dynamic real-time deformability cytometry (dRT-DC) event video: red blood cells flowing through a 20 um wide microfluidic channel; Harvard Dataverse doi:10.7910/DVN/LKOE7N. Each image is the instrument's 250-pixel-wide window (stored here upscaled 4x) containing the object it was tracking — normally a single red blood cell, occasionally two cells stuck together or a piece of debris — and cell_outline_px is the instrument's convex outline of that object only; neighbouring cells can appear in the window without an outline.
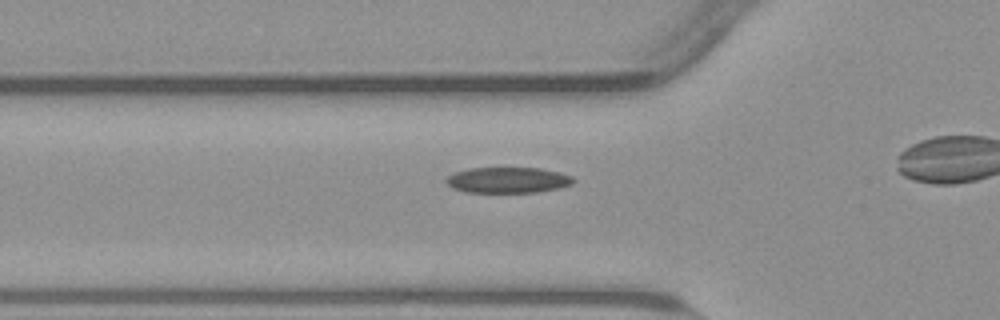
{"species": "common noctule bat (a hibernating species)", "species_latin": "Nyctalus noctula", "temperature_condition": "warm", "stored_images_in_passage": 33, "camera_frame_rate_fps": 3000, "um_per_image_px": 0.085, "animal": {"sex": "male", "body_mass_g": 23.1, "forearm_length_mm": 52.7}, "frame": {"image": 1, "passage_image": 8, "time_ms": 2.333, "image_size_px": [1000, 320], "cell_outline_px": [[576, 180], [572, 184], [560, 188], [536, 192], [468, 192], [452, 188], [444, 180], [448, 176], [456, 172], [468, 168], [540, 168], [560, 172], [572, 176]], "centroid_in_image_um": [43.2, 15.3], "position_along_channel_um": 82.6, "area_um2": 19.13}}
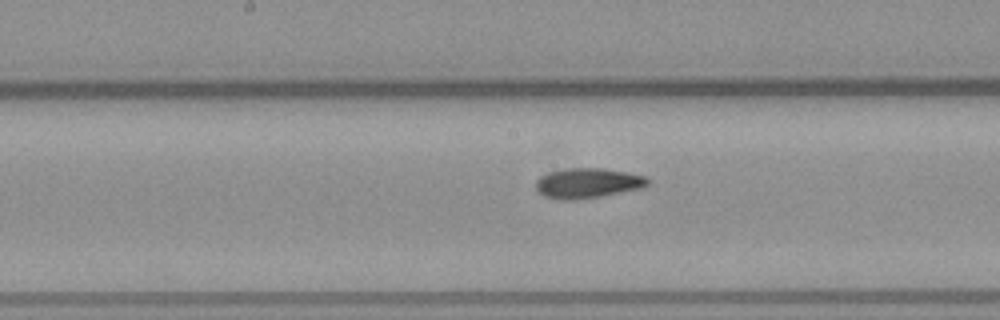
{"frame": {"image": 2, "passage_image": 17, "time_ms": 5.333, "image_size_px": [1000, 320], "cell_outline_px": [[648, 184], [644, 188], [600, 196], [576, 200], [556, 200], [544, 196], [536, 188], [536, 180], [540, 176], [548, 172], [568, 168], [600, 168], [628, 172], [644, 176], [648, 180]], "centroid_in_image_um": [49.93, 15.57], "position_along_channel_um": 198.3, "area_um2": 19.65}}
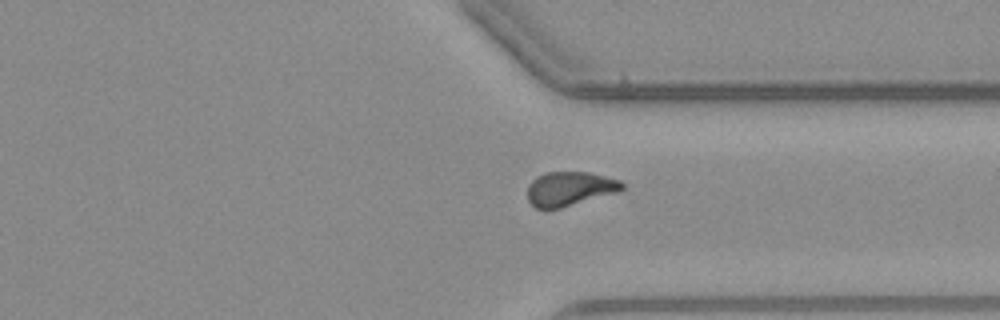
{"frame": {"image": 3, "passage_image": 30, "time_ms": 9.667, "image_size_px": [1000, 320], "cell_outline_px": [[624, 188], [616, 192], [560, 208], [536, 208], [528, 200], [528, 184], [536, 176], [544, 172], [588, 172], [620, 180], [624, 184]], "centroid_in_image_um": [48.4, 16.02], "position_along_channel_um": 363.0, "area_um2": 18.67}}